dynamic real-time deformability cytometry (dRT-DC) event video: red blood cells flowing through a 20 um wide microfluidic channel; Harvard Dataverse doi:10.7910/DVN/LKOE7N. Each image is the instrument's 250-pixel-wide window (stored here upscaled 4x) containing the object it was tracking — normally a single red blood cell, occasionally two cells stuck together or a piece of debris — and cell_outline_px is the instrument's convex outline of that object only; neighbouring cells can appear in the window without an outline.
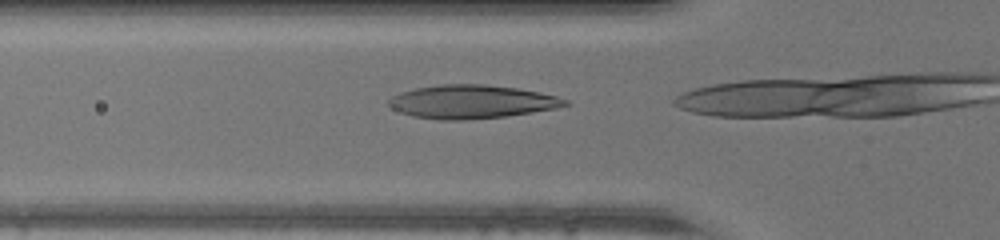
{"species": "human", "species_latin": "Homo sapiens", "temperature_condition": "warm", "stored_images_in_passage": 14, "camera_frame_rate_fps": 3000, "um_per_image_px": 0.085, "donor": {"sex": "male"}, "frame": {"image": 1, "passage_image": 12, "time_ms": 3.667, "image_size_px": [1000, 240], "cell_outline_px": [[572, 104], [556, 108], [532, 112], [504, 116], [464, 120], [440, 120], [412, 116], [400, 112], [392, 108], [388, 104], [388, 100], [392, 96], [400, 92], [416, 88], [440, 84], [484, 84], [516, 88], [540, 92], [556, 96], [568, 100]], "centroid_in_image_um": [40.09, 8.64], "position_along_channel_um": 85.7, "area_um2": 34.39}}